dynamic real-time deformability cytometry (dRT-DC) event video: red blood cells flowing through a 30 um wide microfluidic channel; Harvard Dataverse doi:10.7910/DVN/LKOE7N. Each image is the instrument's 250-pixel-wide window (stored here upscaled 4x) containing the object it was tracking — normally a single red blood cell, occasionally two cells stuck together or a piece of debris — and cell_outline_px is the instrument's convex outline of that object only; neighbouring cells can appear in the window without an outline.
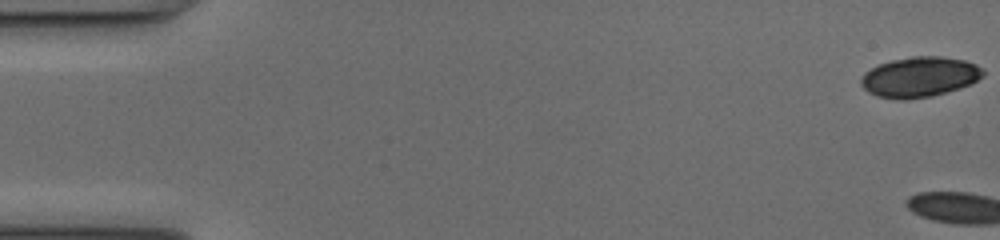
{"species": "common noctule bat (a hibernating species)", "species_latin": "Nyctalus noctula", "temperature_condition": "cold", "stored_images_in_passage": 3, "camera_frame_rate_fps": 3000, "um_per_image_px": 0.085, "animal": {"sex": "female", "body_mass_g": 17.0, "forearm_length_mm": 48.0}, "frame": {"image": 1, "passage_image": 1, "time_ms": 0.0, "image_size_px": [1000, 240], "cell_outline_px": [[984, 76], [960, 88], [932, 96], [904, 100], [900, 100], [876, 96], [868, 92], [860, 84], [860, 80], [864, 72], [880, 64], [892, 60], [912, 56], [940, 56], [964, 60], [976, 64], [984, 68]], "centroid_in_image_um": [78.16, 6.54], "position_along_channel_um": 6.8, "area_um2": 28.67}}